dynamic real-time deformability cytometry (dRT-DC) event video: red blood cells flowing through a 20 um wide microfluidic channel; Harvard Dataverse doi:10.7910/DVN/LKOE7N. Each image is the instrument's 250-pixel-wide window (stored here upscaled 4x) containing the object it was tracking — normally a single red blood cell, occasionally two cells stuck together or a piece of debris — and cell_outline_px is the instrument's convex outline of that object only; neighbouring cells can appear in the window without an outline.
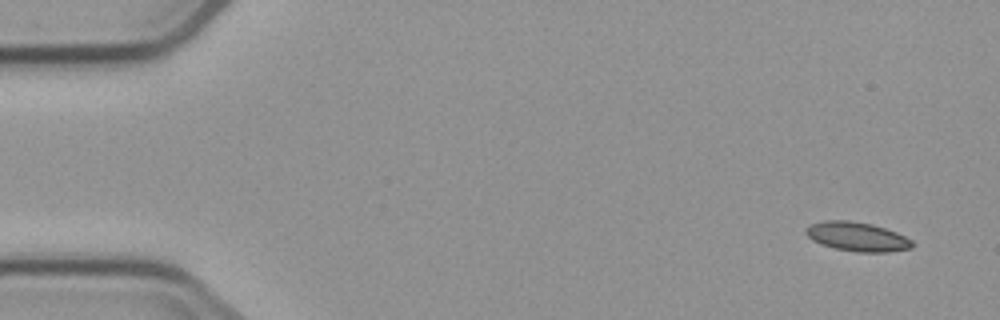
{"species": "common noctule bat (a hibernating species)", "species_latin": "Nyctalus noctula", "temperature_condition": "cold", "stored_images_in_passage": 6, "camera_frame_rate_fps": 3000, "um_per_image_px": 0.085, "animal": {"sex": "male", "body_mass_g": 23.1, "forearm_length_mm": 52.7}, "frame": {"image": 1, "passage_image": 1, "time_ms": 0.0, "image_size_px": [1000, 320], "cell_outline_px": [[916, 244], [912, 248], [888, 252], [856, 252], [836, 248], [820, 244], [812, 240], [804, 232], [804, 228], [808, 224], [824, 220], [848, 220], [872, 224], [896, 232], [912, 240]], "centroid_in_image_um": [72.83, 20.11], "position_along_channel_um": 12.2, "area_um2": 18.26}}
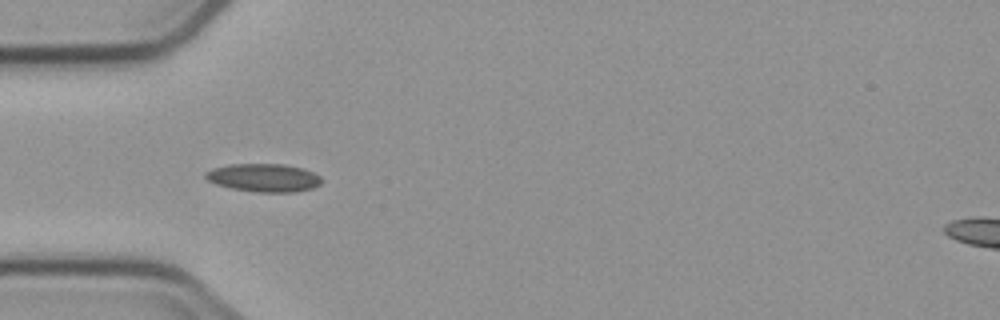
{"frame": {"image": 2, "passage_image": 5, "time_ms": 4.667, "image_size_px": [1000, 320], "cell_outline_px": [[324, 180], [320, 184], [312, 188], [296, 192], [256, 192], [232, 188], [216, 184], [208, 180], [204, 176], [204, 172], [212, 168], [228, 164], [284, 164], [304, 168], [320, 176]], "centroid_in_image_um": [22.43, 15.1], "position_along_channel_um": 62.6, "area_um2": 19.19}}
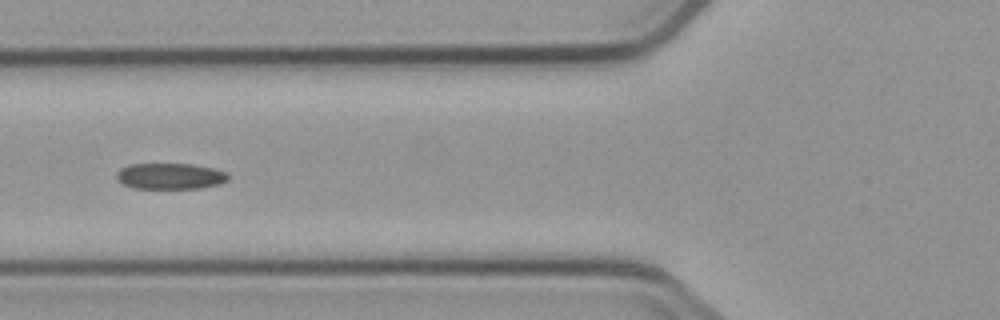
{"frame": {"image": 3, "passage_image": 6, "time_ms": 6.0, "image_size_px": [1000, 320], "cell_outline_px": [[228, 180], [220, 184], [200, 188], [136, 188], [124, 184], [116, 180], [116, 172], [120, 168], [128, 164], [192, 164], [216, 168], [228, 172]], "centroid_in_image_um": [14.48, 14.96], "position_along_channel_um": 111.3, "area_um2": 17.11}}